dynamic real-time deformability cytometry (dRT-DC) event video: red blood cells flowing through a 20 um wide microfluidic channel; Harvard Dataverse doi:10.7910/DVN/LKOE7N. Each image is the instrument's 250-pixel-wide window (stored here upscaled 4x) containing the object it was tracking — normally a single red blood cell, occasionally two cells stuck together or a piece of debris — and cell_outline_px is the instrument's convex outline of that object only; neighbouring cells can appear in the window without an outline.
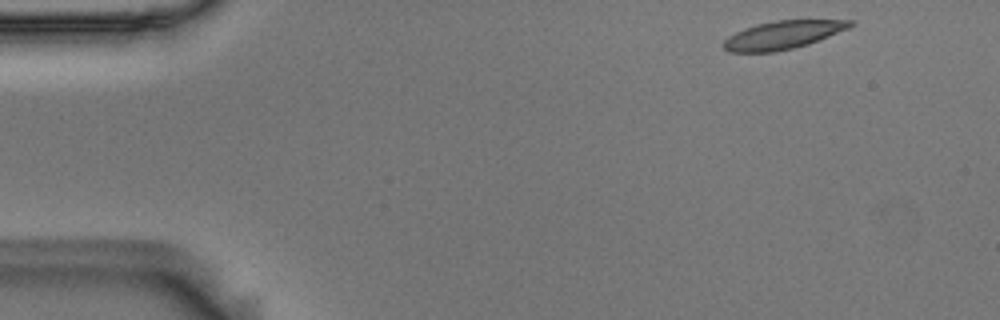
{"species": "Egyptian fruit bat (a non-hibernating species)", "species_latin": "Rousettus aegyptiacus", "temperature_condition": "room temperature", "stored_images_in_passage": 50, "camera_frame_rate_fps": 3000, "um_per_image_px": 0.085, "animal": {"sex": "male"}, "frame": {"image": 1, "passage_image": 1, "time_ms": 0.0, "image_size_px": [1000, 320], "cell_outline_px": [[856, 24], [848, 28], [808, 44], [776, 52], [728, 52], [720, 44], [728, 36], [744, 28], [756, 24], [776, 20], [856, 20]], "centroid_in_image_um": [66.51, 2.97], "position_along_channel_um": 18.5, "area_um2": 20.81}}
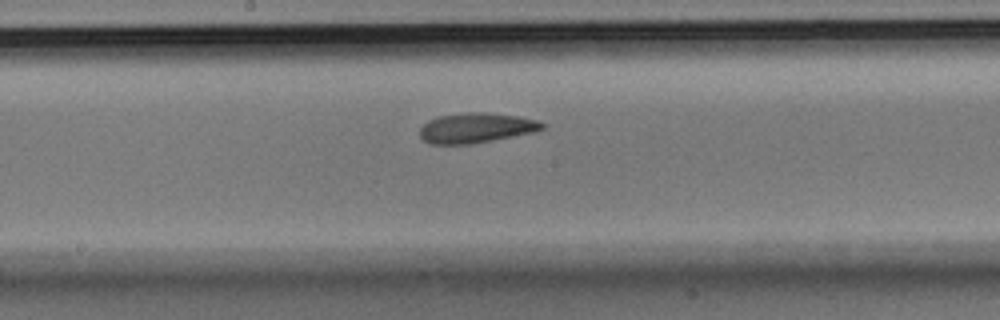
{"frame": {"image": 2, "passage_image": 24, "time_ms": 7.667, "image_size_px": [1000, 320], "cell_outline_px": [[544, 128], [536, 132], [492, 140], [468, 144], [428, 144], [420, 136], [420, 128], [428, 120], [436, 116], [468, 112], [488, 112], [516, 116], [536, 120], [544, 124]], "centroid_in_image_um": [40.44, 10.87], "position_along_channel_um": 207.8, "area_um2": 21.39}}
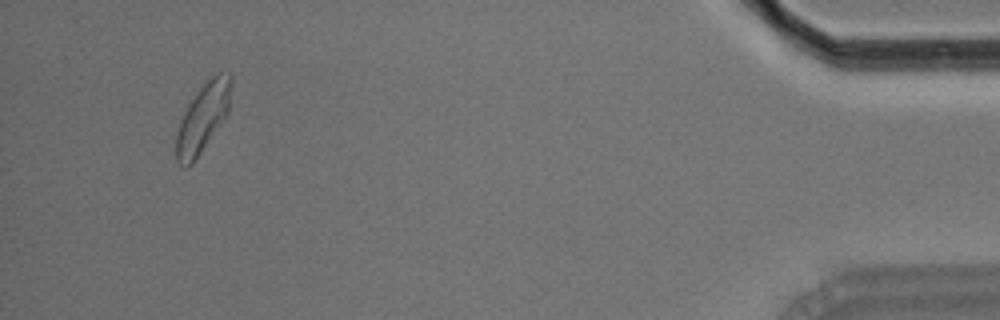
{"frame": {"image": 3, "passage_image": 47, "time_ms": 15.333, "image_size_px": [1000, 320], "cell_outline_px": [[232, 84], [228, 112], [192, 164], [184, 168], [176, 160], [176, 136], [180, 120], [188, 104], [196, 92], [216, 72], [232, 72]], "centroid_in_image_um": [17.25, 9.96], "position_along_channel_um": 418.0, "area_um2": 21.79}, "authors_computed_cell_mechanics": {"area_um2": 21.3282, "velocity_mm_per_s": 3.6834, "shape_relaxation_time_tau1_ms": 6.0693, "shape_relaxation_time_tau2_ms": 2.1049, "deformation_change_tau1": 0.1642, "deformation_change_tau2": 0.0909}}